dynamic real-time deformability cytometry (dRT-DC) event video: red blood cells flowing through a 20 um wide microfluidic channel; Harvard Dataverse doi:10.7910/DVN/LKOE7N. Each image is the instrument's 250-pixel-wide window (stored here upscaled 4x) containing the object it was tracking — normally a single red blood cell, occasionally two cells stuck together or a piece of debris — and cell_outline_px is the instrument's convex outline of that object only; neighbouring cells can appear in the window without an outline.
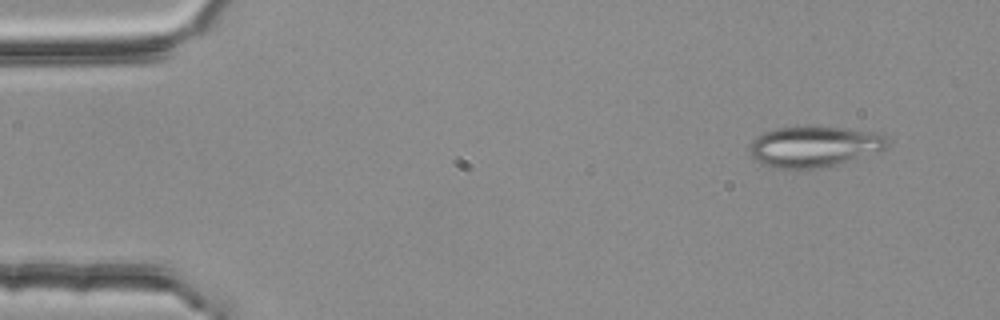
{"species": "common noctule bat (a hibernating species)", "species_latin": "Nyctalus noctula", "temperature_condition": "room temperature", "stored_images_in_passage": 3, "camera_frame_rate_fps": 3000, "um_per_image_px": 0.085, "animal": {"sex": "female", "body_mass_g": 25.1}, "frame": {"image": 1, "passage_image": 1, "time_ms": 0.0, "image_size_px": [1000, 320], "cell_outline_px": [[888, 148], [880, 152], [820, 168], [772, 168], [756, 160], [748, 152], [748, 144], [756, 136], [764, 132], [776, 128], [804, 124], [820, 124], [884, 132], [888, 140]], "centroid_in_image_um": [69.24, 12.39], "position_along_channel_um": 15.8, "area_um2": 34.22}}